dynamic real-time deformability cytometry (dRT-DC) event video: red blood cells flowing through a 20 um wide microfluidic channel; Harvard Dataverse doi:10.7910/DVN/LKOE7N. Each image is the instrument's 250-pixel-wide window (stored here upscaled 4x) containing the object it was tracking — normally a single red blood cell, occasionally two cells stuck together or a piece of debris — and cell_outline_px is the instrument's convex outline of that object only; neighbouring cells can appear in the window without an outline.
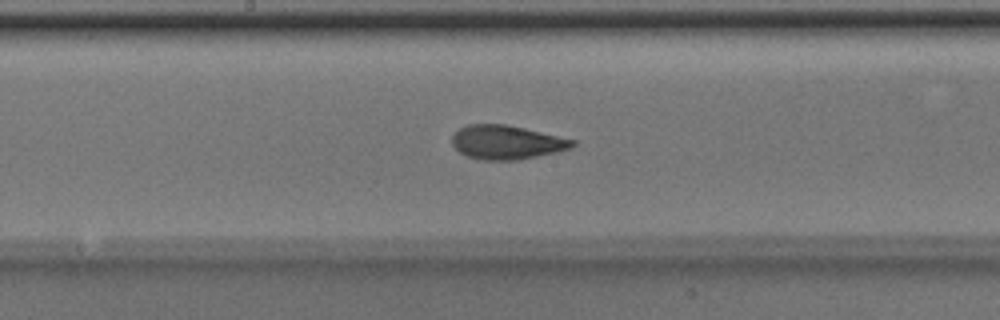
{"species": "Egyptian fruit bat (a non-hibernating species)", "species_latin": "Rousettus aegyptiacus", "temperature_condition": "room temperature", "stored_images_in_passage": 47, "camera_frame_rate_fps": 3000, "um_per_image_px": 0.085, "animal": {"sex": "male"}, "frame": {"image": 1, "passage_image": 23, "time_ms": 7.333, "image_size_px": [1000, 320], "cell_outline_px": [[576, 144], [572, 148], [556, 152], [516, 160], [484, 160], [468, 156], [460, 152], [452, 144], [452, 136], [460, 128], [468, 124], [504, 124], [524, 128], [576, 140]], "centroid_in_image_um": [43.07, 12.09], "position_along_channel_um": 205.1, "area_um2": 23.64}}
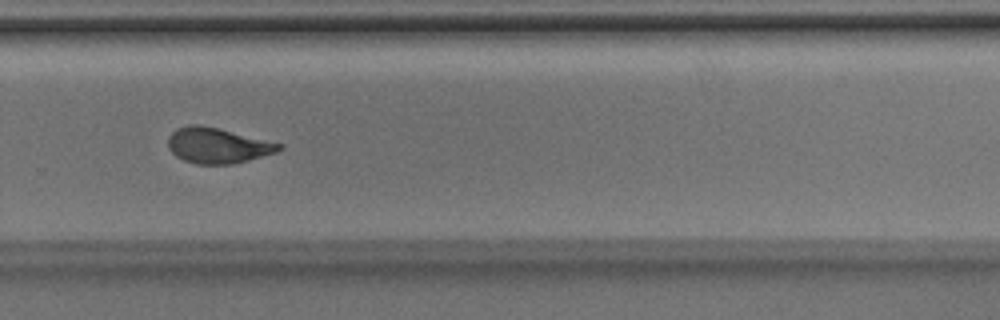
{"frame": {"image": 2, "passage_image": 31, "time_ms": 10.0, "image_size_px": [1000, 320], "cell_outline_px": [[284, 148], [276, 152], [248, 160], [232, 164], [196, 164], [184, 160], [176, 156], [168, 148], [168, 136], [176, 128], [188, 124], [200, 124], [284, 144]], "centroid_in_image_um": [18.48, 12.36], "position_along_channel_um": 311.3, "area_um2": 22.95}}
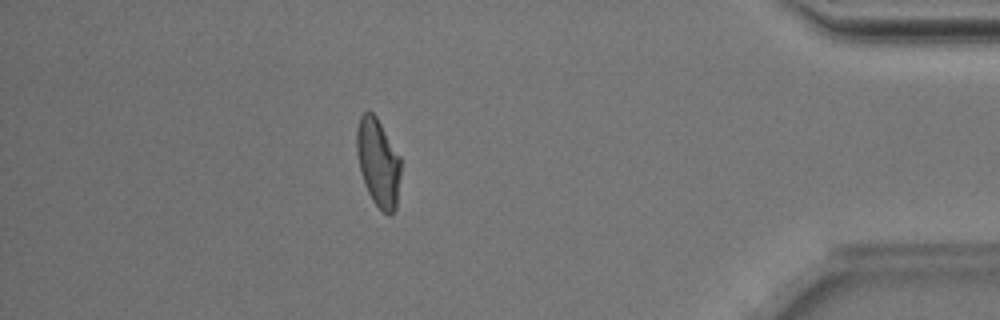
{"frame": {"image": 3, "passage_image": 41, "time_ms": 13.333, "image_size_px": [1000, 320], "cell_outline_px": [[400, 176], [396, 208], [388, 216], [372, 200], [364, 184], [360, 172], [356, 152], [356, 132], [360, 116], [364, 112], [372, 112], [376, 116], [400, 156]], "centroid_in_image_um": [32.13, 13.81], "position_along_channel_um": 403.1, "area_um2": 22.54}, "authors_computed_cell_mechanics": {"area_um2": 23.12, "velocity_mm_per_s": 4.0028, "shape_relaxation_time_tau1_ms": 4.1028, "shape_relaxation_time_tau2_ms": 1.2081, "deformation_change_tau1": 0.1513, "deformation_change_tau2": 0.0708}}